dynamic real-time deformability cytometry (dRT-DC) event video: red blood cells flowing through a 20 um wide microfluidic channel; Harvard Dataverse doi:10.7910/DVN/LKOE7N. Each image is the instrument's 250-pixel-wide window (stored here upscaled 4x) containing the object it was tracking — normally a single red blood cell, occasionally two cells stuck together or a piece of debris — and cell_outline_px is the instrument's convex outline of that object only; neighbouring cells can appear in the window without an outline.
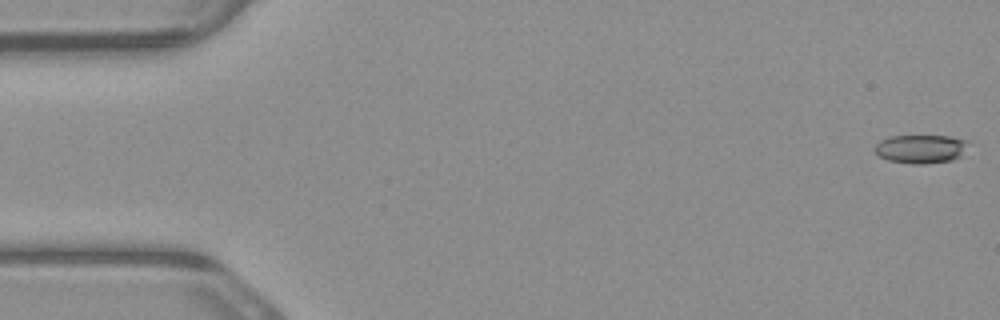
{"species": "common noctule bat (a hibernating species)", "species_latin": "Nyctalus noctula", "temperature_condition": "warm", "stored_images_in_passage": 3, "camera_frame_rate_fps": 3000, "um_per_image_px": 0.085, "animal": {"sex": "male", "body_mass_g": 23.1, "forearm_length_mm": 52.7}, "frame": {"image": 1, "passage_image": 1, "time_ms": 0.0, "image_size_px": [1000, 320], "cell_outline_px": [[968, 140], [960, 156], [952, 160], [924, 164], [912, 164], [888, 160], [880, 156], [872, 148], [880, 140], [888, 136], [948, 136]], "centroid_in_image_um": [78.21, 12.65], "position_along_channel_um": 6.8, "area_um2": 15.49}}
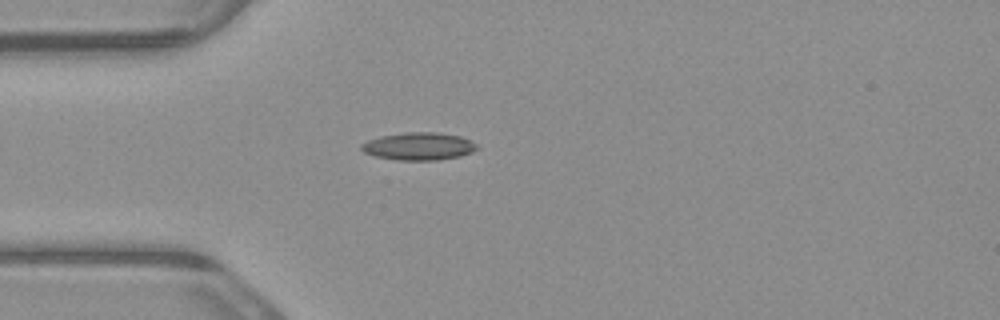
{"frame": {"image": 2, "passage_image": 3, "time_ms": 0.667, "image_size_px": [1000, 320], "cell_outline_px": [[480, 148], [472, 152], [460, 156], [436, 160], [396, 160], [376, 156], [364, 152], [360, 148], [360, 144], [368, 140], [380, 136], [404, 132], [436, 132], [460, 136], [472, 140]], "centroid_in_image_um": [35.61, 12.43], "position_along_channel_um": 49.4, "area_um2": 18.73}}